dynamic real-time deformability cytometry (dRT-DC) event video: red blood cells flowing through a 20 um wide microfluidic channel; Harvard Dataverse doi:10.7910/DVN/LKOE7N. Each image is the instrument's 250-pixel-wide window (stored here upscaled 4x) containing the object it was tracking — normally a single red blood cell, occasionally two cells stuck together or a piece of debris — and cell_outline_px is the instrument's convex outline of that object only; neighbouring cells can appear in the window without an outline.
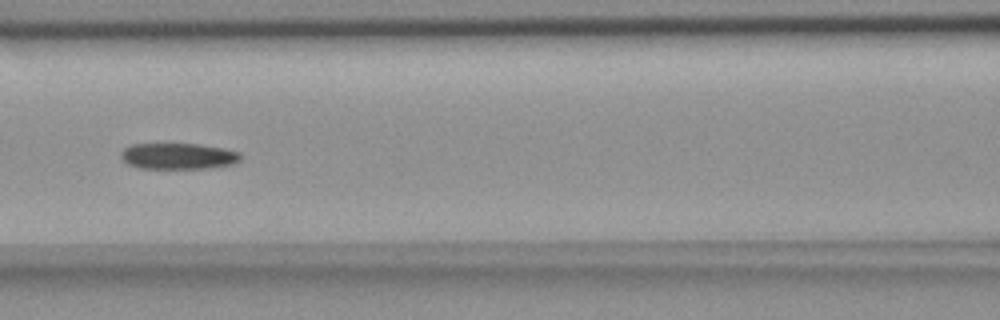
{"species": "common noctule bat (a hibernating species)", "species_latin": "Nyctalus noctula", "temperature_condition": "room temperature", "stored_images_in_passage": 5, "camera_frame_rate_fps": 3000, "um_per_image_px": 0.085, "animal": {"sex": "female", "body_mass_g": 18.4}, "frame": {"image": 1, "passage_image": 3, "time_ms": 2.333, "image_size_px": [1000, 320], "cell_outline_px": [[240, 160], [236, 164], [208, 168], [140, 168], [128, 164], [120, 156], [120, 152], [124, 148], [132, 144], [200, 144], [224, 148], [240, 152]], "centroid_in_image_um": [15.17, 13.27], "position_along_channel_um": 151.4, "area_um2": 18.26}}
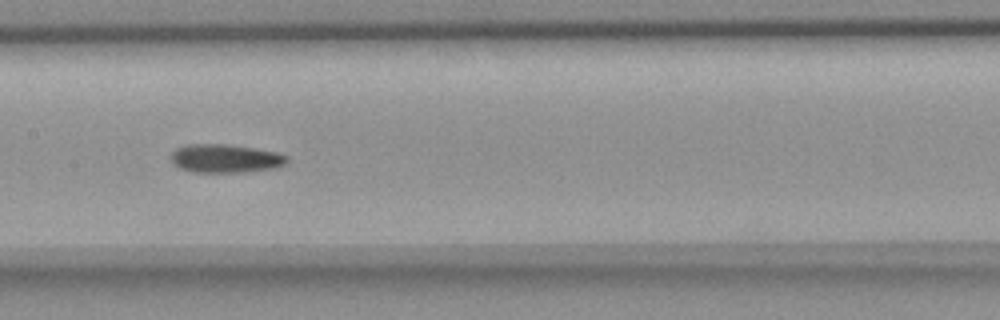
{"frame": {"image": 2, "passage_image": 4, "time_ms": 3.333, "image_size_px": [1000, 320], "cell_outline_px": [[288, 160], [284, 164], [272, 168], [244, 172], [192, 172], [180, 168], [172, 164], [172, 152], [176, 148], [188, 144], [228, 144], [276, 152], [288, 156]], "centroid_in_image_um": [19.12, 13.47], "position_along_channel_um": 188.3, "area_um2": 19.13}}
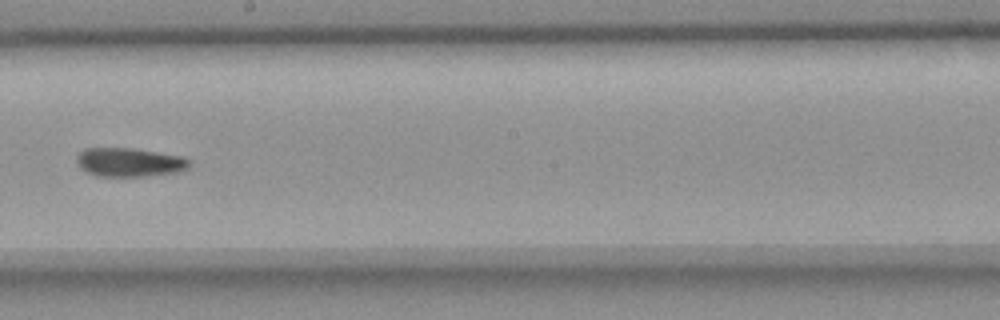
{"frame": {"image": 3, "passage_image": 5, "time_ms": 4.667, "image_size_px": [1000, 320], "cell_outline_px": [[188, 168], [176, 172], [144, 176], [96, 176], [80, 168], [76, 160], [76, 156], [84, 148], [132, 148], [180, 156], [188, 160]], "centroid_in_image_um": [10.93, 13.79], "position_along_channel_um": 237.3, "area_um2": 18.67}}